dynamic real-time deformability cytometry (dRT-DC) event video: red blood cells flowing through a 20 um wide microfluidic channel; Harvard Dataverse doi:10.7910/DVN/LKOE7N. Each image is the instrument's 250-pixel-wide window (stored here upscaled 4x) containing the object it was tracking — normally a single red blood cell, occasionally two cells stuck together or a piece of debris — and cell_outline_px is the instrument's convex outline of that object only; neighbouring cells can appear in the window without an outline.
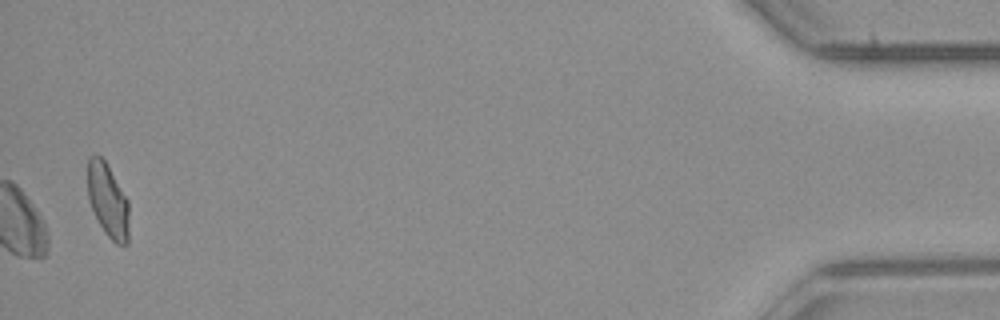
{"species": "common noctule bat (a hibernating species)", "species_latin": "Nyctalus noctula", "temperature_condition": "room temperature", "stored_images_in_passage": 37, "camera_frame_rate_fps": 3000, "um_per_image_px": 0.085, "animal": {"sex": "male", "body_mass_g": 23.1, "forearm_length_mm": 52.7}, "frame": {"image": 1, "passage_image": 37, "time_ms": 12.0, "image_size_px": [1000, 320], "cell_outline_px": [[128, 244], [116, 244], [104, 232], [88, 200], [88, 156], [100, 156], [104, 160], [128, 200]], "centroid_in_image_um": [9.16, 17.05], "position_along_channel_um": 426.0, "area_um2": 17.46}}